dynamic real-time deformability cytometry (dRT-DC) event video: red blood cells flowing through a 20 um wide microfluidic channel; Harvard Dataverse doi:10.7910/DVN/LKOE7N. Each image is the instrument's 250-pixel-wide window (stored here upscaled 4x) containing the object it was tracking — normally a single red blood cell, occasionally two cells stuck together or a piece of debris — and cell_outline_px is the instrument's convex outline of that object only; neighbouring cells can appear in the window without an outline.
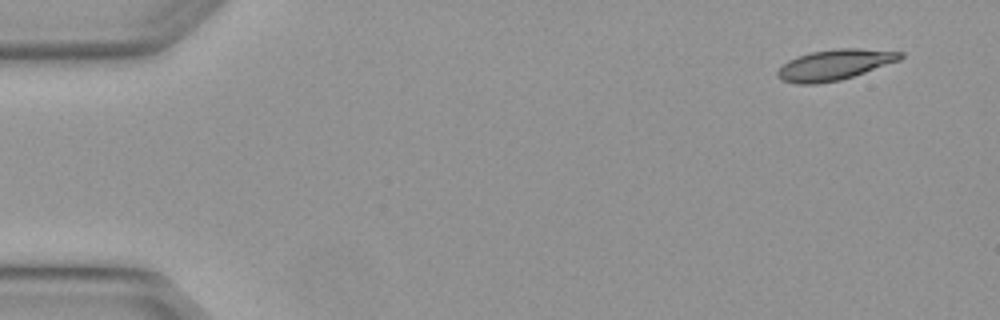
{"species": "Egyptian fruit bat (a non-hibernating species)", "species_latin": "Rousettus aegyptiacus", "temperature_condition": "warm", "stored_images_in_passage": 5, "camera_frame_rate_fps": 3000, "um_per_image_px": 0.085, "animal": {"sex": "female"}, "frame": {"image": 1, "passage_image": 1, "time_ms": 0.0, "image_size_px": [1000, 320], "cell_outline_px": [[904, 56], [900, 60], [840, 80], [816, 84], [800, 84], [784, 80], [776, 76], [776, 72], [788, 60], [796, 56], [812, 52], [836, 48], [860, 48], [904, 52]], "centroid_in_image_um": [70.95, 5.49], "position_along_channel_um": 14.1, "area_um2": 21.73}}
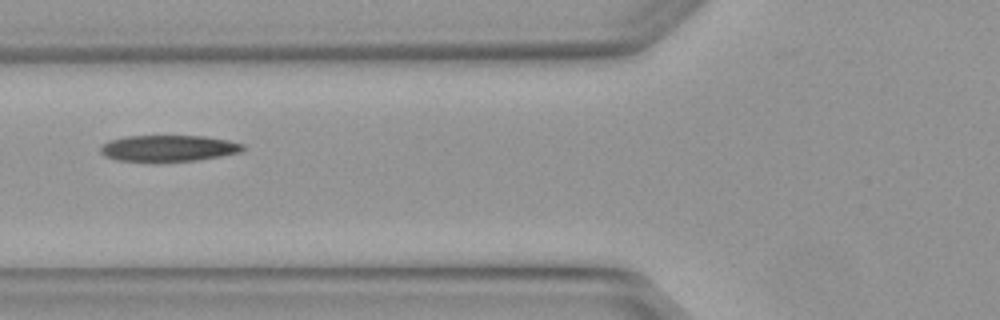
{"frame": {"image": 2, "passage_image": 5, "time_ms": 1.333, "image_size_px": [1000, 320], "cell_outline_px": [[244, 152], [196, 160], [160, 164], [156, 164], [116, 160], [104, 156], [100, 152], [100, 144], [108, 140], [124, 136], [204, 136], [228, 140], [244, 144]], "centroid_in_image_um": [14.26, 12.64], "position_along_channel_um": 111.5, "area_um2": 22.83}}